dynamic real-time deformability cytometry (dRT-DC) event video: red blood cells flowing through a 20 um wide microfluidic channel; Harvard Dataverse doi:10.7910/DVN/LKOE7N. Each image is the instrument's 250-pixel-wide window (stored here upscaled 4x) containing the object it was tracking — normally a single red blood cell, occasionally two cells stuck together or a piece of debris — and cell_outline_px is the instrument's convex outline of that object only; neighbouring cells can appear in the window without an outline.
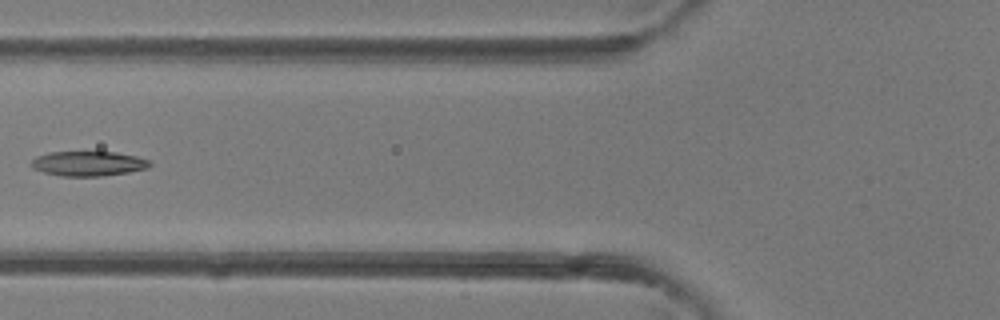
{"species": "common noctule bat (a hibernating species)", "species_latin": "Nyctalus noctula", "temperature_condition": "room temperature", "stored_images_in_passage": 4, "camera_frame_rate_fps": 3000, "um_per_image_px": 0.085, "animal": {"sex": "female"}, "frame": {"image": 1, "passage_image": 4, "time_ms": 3.333, "image_size_px": [1000, 320], "cell_outline_px": [[152, 164], [148, 168], [128, 172], [100, 176], [60, 176], [44, 172], [32, 168], [32, 160], [36, 156], [48, 152], [116, 152], [136, 156], [148, 160]], "centroid_in_image_um": [7.5, 13.9], "position_along_channel_um": 118.3, "area_um2": 17.05}}